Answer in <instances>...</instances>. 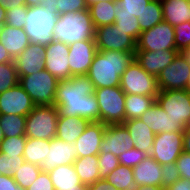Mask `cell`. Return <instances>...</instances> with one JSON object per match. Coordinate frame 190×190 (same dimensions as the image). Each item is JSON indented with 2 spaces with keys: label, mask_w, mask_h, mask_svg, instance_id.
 Wrapping results in <instances>:
<instances>
[{
  "label": "cell",
  "mask_w": 190,
  "mask_h": 190,
  "mask_svg": "<svg viewBox=\"0 0 190 190\" xmlns=\"http://www.w3.org/2000/svg\"><path fill=\"white\" fill-rule=\"evenodd\" d=\"M95 86L87 75H76L58 82L54 105L60 116L80 117L100 122Z\"/></svg>",
  "instance_id": "1"
},
{
  "label": "cell",
  "mask_w": 190,
  "mask_h": 190,
  "mask_svg": "<svg viewBox=\"0 0 190 190\" xmlns=\"http://www.w3.org/2000/svg\"><path fill=\"white\" fill-rule=\"evenodd\" d=\"M135 59V52L97 51L87 73L95 88L120 86L121 75Z\"/></svg>",
  "instance_id": "2"
},
{
  "label": "cell",
  "mask_w": 190,
  "mask_h": 190,
  "mask_svg": "<svg viewBox=\"0 0 190 190\" xmlns=\"http://www.w3.org/2000/svg\"><path fill=\"white\" fill-rule=\"evenodd\" d=\"M53 33L54 40L67 45L95 39V28L89 10L59 15L55 21Z\"/></svg>",
  "instance_id": "3"
},
{
  "label": "cell",
  "mask_w": 190,
  "mask_h": 190,
  "mask_svg": "<svg viewBox=\"0 0 190 190\" xmlns=\"http://www.w3.org/2000/svg\"><path fill=\"white\" fill-rule=\"evenodd\" d=\"M58 15L48 12L43 6L28 7L26 24L23 30L26 32L30 43L48 45L54 41L53 28Z\"/></svg>",
  "instance_id": "4"
},
{
  "label": "cell",
  "mask_w": 190,
  "mask_h": 190,
  "mask_svg": "<svg viewBox=\"0 0 190 190\" xmlns=\"http://www.w3.org/2000/svg\"><path fill=\"white\" fill-rule=\"evenodd\" d=\"M58 115L55 105H36L26 116V137L44 140L56 137Z\"/></svg>",
  "instance_id": "5"
},
{
  "label": "cell",
  "mask_w": 190,
  "mask_h": 190,
  "mask_svg": "<svg viewBox=\"0 0 190 190\" xmlns=\"http://www.w3.org/2000/svg\"><path fill=\"white\" fill-rule=\"evenodd\" d=\"M19 84L30 96L35 105H54L58 80L43 69L28 76H18Z\"/></svg>",
  "instance_id": "6"
},
{
  "label": "cell",
  "mask_w": 190,
  "mask_h": 190,
  "mask_svg": "<svg viewBox=\"0 0 190 190\" xmlns=\"http://www.w3.org/2000/svg\"><path fill=\"white\" fill-rule=\"evenodd\" d=\"M100 122L105 125L123 124L125 121V93L120 86L96 88Z\"/></svg>",
  "instance_id": "7"
},
{
  "label": "cell",
  "mask_w": 190,
  "mask_h": 190,
  "mask_svg": "<svg viewBox=\"0 0 190 190\" xmlns=\"http://www.w3.org/2000/svg\"><path fill=\"white\" fill-rule=\"evenodd\" d=\"M125 94L156 97L159 94L157 77L147 73L134 59L120 78Z\"/></svg>",
  "instance_id": "8"
},
{
  "label": "cell",
  "mask_w": 190,
  "mask_h": 190,
  "mask_svg": "<svg viewBox=\"0 0 190 190\" xmlns=\"http://www.w3.org/2000/svg\"><path fill=\"white\" fill-rule=\"evenodd\" d=\"M156 102L167 115L184 129L190 120V93L186 90L159 91Z\"/></svg>",
  "instance_id": "9"
},
{
  "label": "cell",
  "mask_w": 190,
  "mask_h": 190,
  "mask_svg": "<svg viewBox=\"0 0 190 190\" xmlns=\"http://www.w3.org/2000/svg\"><path fill=\"white\" fill-rule=\"evenodd\" d=\"M136 50L160 51L177 50L175 46L174 27L162 21L151 29L140 33L136 42Z\"/></svg>",
  "instance_id": "10"
},
{
  "label": "cell",
  "mask_w": 190,
  "mask_h": 190,
  "mask_svg": "<svg viewBox=\"0 0 190 190\" xmlns=\"http://www.w3.org/2000/svg\"><path fill=\"white\" fill-rule=\"evenodd\" d=\"M95 42L97 51H136V41L115 24L95 28Z\"/></svg>",
  "instance_id": "11"
},
{
  "label": "cell",
  "mask_w": 190,
  "mask_h": 190,
  "mask_svg": "<svg viewBox=\"0 0 190 190\" xmlns=\"http://www.w3.org/2000/svg\"><path fill=\"white\" fill-rule=\"evenodd\" d=\"M183 152V132H161L155 135L150 156L160 165L176 163Z\"/></svg>",
  "instance_id": "12"
},
{
  "label": "cell",
  "mask_w": 190,
  "mask_h": 190,
  "mask_svg": "<svg viewBox=\"0 0 190 190\" xmlns=\"http://www.w3.org/2000/svg\"><path fill=\"white\" fill-rule=\"evenodd\" d=\"M189 76L190 63L179 52L173 62L157 76L159 90H185Z\"/></svg>",
  "instance_id": "13"
},
{
  "label": "cell",
  "mask_w": 190,
  "mask_h": 190,
  "mask_svg": "<svg viewBox=\"0 0 190 190\" xmlns=\"http://www.w3.org/2000/svg\"><path fill=\"white\" fill-rule=\"evenodd\" d=\"M68 55L69 45L64 42L54 40L45 46L44 69L58 81L71 78Z\"/></svg>",
  "instance_id": "14"
},
{
  "label": "cell",
  "mask_w": 190,
  "mask_h": 190,
  "mask_svg": "<svg viewBox=\"0 0 190 190\" xmlns=\"http://www.w3.org/2000/svg\"><path fill=\"white\" fill-rule=\"evenodd\" d=\"M35 106L33 100L19 83L0 93V115L27 116Z\"/></svg>",
  "instance_id": "15"
},
{
  "label": "cell",
  "mask_w": 190,
  "mask_h": 190,
  "mask_svg": "<svg viewBox=\"0 0 190 190\" xmlns=\"http://www.w3.org/2000/svg\"><path fill=\"white\" fill-rule=\"evenodd\" d=\"M97 52L95 39L77 41L69 45V69L71 77L87 75Z\"/></svg>",
  "instance_id": "16"
},
{
  "label": "cell",
  "mask_w": 190,
  "mask_h": 190,
  "mask_svg": "<svg viewBox=\"0 0 190 190\" xmlns=\"http://www.w3.org/2000/svg\"><path fill=\"white\" fill-rule=\"evenodd\" d=\"M134 147L132 138L123 124L106 125L99 154L112 153L119 157L125 151Z\"/></svg>",
  "instance_id": "17"
},
{
  "label": "cell",
  "mask_w": 190,
  "mask_h": 190,
  "mask_svg": "<svg viewBox=\"0 0 190 190\" xmlns=\"http://www.w3.org/2000/svg\"><path fill=\"white\" fill-rule=\"evenodd\" d=\"M77 146L74 143H67L57 137L50 140V148L47 156L41 163L42 171H51L57 166L73 164L77 159Z\"/></svg>",
  "instance_id": "18"
},
{
  "label": "cell",
  "mask_w": 190,
  "mask_h": 190,
  "mask_svg": "<svg viewBox=\"0 0 190 190\" xmlns=\"http://www.w3.org/2000/svg\"><path fill=\"white\" fill-rule=\"evenodd\" d=\"M45 45L30 43L27 48L14 59L18 76H28L44 69Z\"/></svg>",
  "instance_id": "19"
},
{
  "label": "cell",
  "mask_w": 190,
  "mask_h": 190,
  "mask_svg": "<svg viewBox=\"0 0 190 190\" xmlns=\"http://www.w3.org/2000/svg\"><path fill=\"white\" fill-rule=\"evenodd\" d=\"M178 53V50H160L155 52L136 50L135 60L147 73L157 77L163 69L173 62Z\"/></svg>",
  "instance_id": "20"
},
{
  "label": "cell",
  "mask_w": 190,
  "mask_h": 190,
  "mask_svg": "<svg viewBox=\"0 0 190 190\" xmlns=\"http://www.w3.org/2000/svg\"><path fill=\"white\" fill-rule=\"evenodd\" d=\"M106 125L102 122H90L85 131L80 135L75 144L77 158L98 155Z\"/></svg>",
  "instance_id": "21"
},
{
  "label": "cell",
  "mask_w": 190,
  "mask_h": 190,
  "mask_svg": "<svg viewBox=\"0 0 190 190\" xmlns=\"http://www.w3.org/2000/svg\"><path fill=\"white\" fill-rule=\"evenodd\" d=\"M156 135L161 132H183L184 128L166 114L157 102L139 118Z\"/></svg>",
  "instance_id": "22"
},
{
  "label": "cell",
  "mask_w": 190,
  "mask_h": 190,
  "mask_svg": "<svg viewBox=\"0 0 190 190\" xmlns=\"http://www.w3.org/2000/svg\"><path fill=\"white\" fill-rule=\"evenodd\" d=\"M135 186L161 187L162 165L148 155L132 168Z\"/></svg>",
  "instance_id": "23"
},
{
  "label": "cell",
  "mask_w": 190,
  "mask_h": 190,
  "mask_svg": "<svg viewBox=\"0 0 190 190\" xmlns=\"http://www.w3.org/2000/svg\"><path fill=\"white\" fill-rule=\"evenodd\" d=\"M123 125L127 128L134 147L149 155L155 138L152 130L140 119L126 120Z\"/></svg>",
  "instance_id": "24"
},
{
  "label": "cell",
  "mask_w": 190,
  "mask_h": 190,
  "mask_svg": "<svg viewBox=\"0 0 190 190\" xmlns=\"http://www.w3.org/2000/svg\"><path fill=\"white\" fill-rule=\"evenodd\" d=\"M0 43L5 47L9 55L15 59L27 48L30 41L23 29L4 24L0 32Z\"/></svg>",
  "instance_id": "25"
},
{
  "label": "cell",
  "mask_w": 190,
  "mask_h": 190,
  "mask_svg": "<svg viewBox=\"0 0 190 190\" xmlns=\"http://www.w3.org/2000/svg\"><path fill=\"white\" fill-rule=\"evenodd\" d=\"M89 123L85 118L58 115L56 137L67 143H74Z\"/></svg>",
  "instance_id": "26"
},
{
  "label": "cell",
  "mask_w": 190,
  "mask_h": 190,
  "mask_svg": "<svg viewBox=\"0 0 190 190\" xmlns=\"http://www.w3.org/2000/svg\"><path fill=\"white\" fill-rule=\"evenodd\" d=\"M163 21L173 27L190 22V0H162Z\"/></svg>",
  "instance_id": "27"
},
{
  "label": "cell",
  "mask_w": 190,
  "mask_h": 190,
  "mask_svg": "<svg viewBox=\"0 0 190 190\" xmlns=\"http://www.w3.org/2000/svg\"><path fill=\"white\" fill-rule=\"evenodd\" d=\"M48 173L54 190L79 188V185L82 184L73 164L57 166Z\"/></svg>",
  "instance_id": "28"
},
{
  "label": "cell",
  "mask_w": 190,
  "mask_h": 190,
  "mask_svg": "<svg viewBox=\"0 0 190 190\" xmlns=\"http://www.w3.org/2000/svg\"><path fill=\"white\" fill-rule=\"evenodd\" d=\"M73 165L83 184L89 186L100 180L98 155L79 157L74 161Z\"/></svg>",
  "instance_id": "29"
},
{
  "label": "cell",
  "mask_w": 190,
  "mask_h": 190,
  "mask_svg": "<svg viewBox=\"0 0 190 190\" xmlns=\"http://www.w3.org/2000/svg\"><path fill=\"white\" fill-rule=\"evenodd\" d=\"M156 97L145 95H125V121L130 119H139L147 109L153 106Z\"/></svg>",
  "instance_id": "30"
},
{
  "label": "cell",
  "mask_w": 190,
  "mask_h": 190,
  "mask_svg": "<svg viewBox=\"0 0 190 190\" xmlns=\"http://www.w3.org/2000/svg\"><path fill=\"white\" fill-rule=\"evenodd\" d=\"M50 148V140L35 139L27 137L23 153L25 162L40 166L47 156Z\"/></svg>",
  "instance_id": "31"
},
{
  "label": "cell",
  "mask_w": 190,
  "mask_h": 190,
  "mask_svg": "<svg viewBox=\"0 0 190 190\" xmlns=\"http://www.w3.org/2000/svg\"><path fill=\"white\" fill-rule=\"evenodd\" d=\"M94 28L115 23L114 2L103 1L88 6Z\"/></svg>",
  "instance_id": "32"
},
{
  "label": "cell",
  "mask_w": 190,
  "mask_h": 190,
  "mask_svg": "<svg viewBox=\"0 0 190 190\" xmlns=\"http://www.w3.org/2000/svg\"><path fill=\"white\" fill-rule=\"evenodd\" d=\"M105 180L116 190H134L136 188L132 168L121 164Z\"/></svg>",
  "instance_id": "33"
},
{
  "label": "cell",
  "mask_w": 190,
  "mask_h": 190,
  "mask_svg": "<svg viewBox=\"0 0 190 190\" xmlns=\"http://www.w3.org/2000/svg\"><path fill=\"white\" fill-rule=\"evenodd\" d=\"M48 12H55L57 15L74 13L88 9L85 0H43L42 4Z\"/></svg>",
  "instance_id": "34"
},
{
  "label": "cell",
  "mask_w": 190,
  "mask_h": 190,
  "mask_svg": "<svg viewBox=\"0 0 190 190\" xmlns=\"http://www.w3.org/2000/svg\"><path fill=\"white\" fill-rule=\"evenodd\" d=\"M162 21L163 11L160 0H151V2L146 6L141 15L138 17L141 31L151 29Z\"/></svg>",
  "instance_id": "35"
},
{
  "label": "cell",
  "mask_w": 190,
  "mask_h": 190,
  "mask_svg": "<svg viewBox=\"0 0 190 190\" xmlns=\"http://www.w3.org/2000/svg\"><path fill=\"white\" fill-rule=\"evenodd\" d=\"M0 126L4 137H16L25 135L26 116L22 115H0Z\"/></svg>",
  "instance_id": "36"
},
{
  "label": "cell",
  "mask_w": 190,
  "mask_h": 190,
  "mask_svg": "<svg viewBox=\"0 0 190 190\" xmlns=\"http://www.w3.org/2000/svg\"><path fill=\"white\" fill-rule=\"evenodd\" d=\"M41 171L40 166L25 162L20 166L18 171L14 173L13 179L22 189L27 190L37 179Z\"/></svg>",
  "instance_id": "37"
},
{
  "label": "cell",
  "mask_w": 190,
  "mask_h": 190,
  "mask_svg": "<svg viewBox=\"0 0 190 190\" xmlns=\"http://www.w3.org/2000/svg\"><path fill=\"white\" fill-rule=\"evenodd\" d=\"M114 24L117 29L125 31L126 34L130 35L137 42L142 32L137 17L127 13H116Z\"/></svg>",
  "instance_id": "38"
},
{
  "label": "cell",
  "mask_w": 190,
  "mask_h": 190,
  "mask_svg": "<svg viewBox=\"0 0 190 190\" xmlns=\"http://www.w3.org/2000/svg\"><path fill=\"white\" fill-rule=\"evenodd\" d=\"M151 0H116L114 2V11L116 13L132 14L139 17Z\"/></svg>",
  "instance_id": "39"
},
{
  "label": "cell",
  "mask_w": 190,
  "mask_h": 190,
  "mask_svg": "<svg viewBox=\"0 0 190 190\" xmlns=\"http://www.w3.org/2000/svg\"><path fill=\"white\" fill-rule=\"evenodd\" d=\"M19 83L14 62L0 64V93L14 87Z\"/></svg>",
  "instance_id": "40"
},
{
  "label": "cell",
  "mask_w": 190,
  "mask_h": 190,
  "mask_svg": "<svg viewBox=\"0 0 190 190\" xmlns=\"http://www.w3.org/2000/svg\"><path fill=\"white\" fill-rule=\"evenodd\" d=\"M26 140V135L4 137L0 143V153H3V155L23 156Z\"/></svg>",
  "instance_id": "41"
},
{
  "label": "cell",
  "mask_w": 190,
  "mask_h": 190,
  "mask_svg": "<svg viewBox=\"0 0 190 190\" xmlns=\"http://www.w3.org/2000/svg\"><path fill=\"white\" fill-rule=\"evenodd\" d=\"M24 163L23 156L3 155V153H0V174L13 176Z\"/></svg>",
  "instance_id": "42"
},
{
  "label": "cell",
  "mask_w": 190,
  "mask_h": 190,
  "mask_svg": "<svg viewBox=\"0 0 190 190\" xmlns=\"http://www.w3.org/2000/svg\"><path fill=\"white\" fill-rule=\"evenodd\" d=\"M28 7L26 5L15 7L6 11L5 24L15 28H21L25 26L27 18Z\"/></svg>",
  "instance_id": "43"
},
{
  "label": "cell",
  "mask_w": 190,
  "mask_h": 190,
  "mask_svg": "<svg viewBox=\"0 0 190 190\" xmlns=\"http://www.w3.org/2000/svg\"><path fill=\"white\" fill-rule=\"evenodd\" d=\"M175 46L179 52L190 49V22L174 26Z\"/></svg>",
  "instance_id": "44"
},
{
  "label": "cell",
  "mask_w": 190,
  "mask_h": 190,
  "mask_svg": "<svg viewBox=\"0 0 190 190\" xmlns=\"http://www.w3.org/2000/svg\"><path fill=\"white\" fill-rule=\"evenodd\" d=\"M100 179H104L120 165L119 159L112 153L98 154Z\"/></svg>",
  "instance_id": "45"
},
{
  "label": "cell",
  "mask_w": 190,
  "mask_h": 190,
  "mask_svg": "<svg viewBox=\"0 0 190 190\" xmlns=\"http://www.w3.org/2000/svg\"><path fill=\"white\" fill-rule=\"evenodd\" d=\"M147 156V154L133 147L132 149L120 154L118 159L121 165L133 168L134 166H137Z\"/></svg>",
  "instance_id": "46"
},
{
  "label": "cell",
  "mask_w": 190,
  "mask_h": 190,
  "mask_svg": "<svg viewBox=\"0 0 190 190\" xmlns=\"http://www.w3.org/2000/svg\"><path fill=\"white\" fill-rule=\"evenodd\" d=\"M180 178L176 163L162 165L161 188L166 189Z\"/></svg>",
  "instance_id": "47"
},
{
  "label": "cell",
  "mask_w": 190,
  "mask_h": 190,
  "mask_svg": "<svg viewBox=\"0 0 190 190\" xmlns=\"http://www.w3.org/2000/svg\"><path fill=\"white\" fill-rule=\"evenodd\" d=\"M27 190H54L50 175L46 171H41L37 179Z\"/></svg>",
  "instance_id": "48"
},
{
  "label": "cell",
  "mask_w": 190,
  "mask_h": 190,
  "mask_svg": "<svg viewBox=\"0 0 190 190\" xmlns=\"http://www.w3.org/2000/svg\"><path fill=\"white\" fill-rule=\"evenodd\" d=\"M176 166L181 178L190 180V154L183 151L176 160Z\"/></svg>",
  "instance_id": "49"
},
{
  "label": "cell",
  "mask_w": 190,
  "mask_h": 190,
  "mask_svg": "<svg viewBox=\"0 0 190 190\" xmlns=\"http://www.w3.org/2000/svg\"><path fill=\"white\" fill-rule=\"evenodd\" d=\"M0 190H24L22 189L10 175L0 174Z\"/></svg>",
  "instance_id": "50"
},
{
  "label": "cell",
  "mask_w": 190,
  "mask_h": 190,
  "mask_svg": "<svg viewBox=\"0 0 190 190\" xmlns=\"http://www.w3.org/2000/svg\"><path fill=\"white\" fill-rule=\"evenodd\" d=\"M164 190H190V180L180 178Z\"/></svg>",
  "instance_id": "51"
},
{
  "label": "cell",
  "mask_w": 190,
  "mask_h": 190,
  "mask_svg": "<svg viewBox=\"0 0 190 190\" xmlns=\"http://www.w3.org/2000/svg\"><path fill=\"white\" fill-rule=\"evenodd\" d=\"M88 190H116L106 180L100 179L88 186Z\"/></svg>",
  "instance_id": "52"
},
{
  "label": "cell",
  "mask_w": 190,
  "mask_h": 190,
  "mask_svg": "<svg viewBox=\"0 0 190 190\" xmlns=\"http://www.w3.org/2000/svg\"><path fill=\"white\" fill-rule=\"evenodd\" d=\"M0 5L6 11L10 9H15V7L24 6L25 0H0Z\"/></svg>",
  "instance_id": "53"
},
{
  "label": "cell",
  "mask_w": 190,
  "mask_h": 190,
  "mask_svg": "<svg viewBox=\"0 0 190 190\" xmlns=\"http://www.w3.org/2000/svg\"><path fill=\"white\" fill-rule=\"evenodd\" d=\"M14 62L5 47L0 43V64Z\"/></svg>",
  "instance_id": "54"
},
{
  "label": "cell",
  "mask_w": 190,
  "mask_h": 190,
  "mask_svg": "<svg viewBox=\"0 0 190 190\" xmlns=\"http://www.w3.org/2000/svg\"><path fill=\"white\" fill-rule=\"evenodd\" d=\"M183 151L190 154V129L183 131Z\"/></svg>",
  "instance_id": "55"
},
{
  "label": "cell",
  "mask_w": 190,
  "mask_h": 190,
  "mask_svg": "<svg viewBox=\"0 0 190 190\" xmlns=\"http://www.w3.org/2000/svg\"><path fill=\"white\" fill-rule=\"evenodd\" d=\"M43 0H25V5L27 7L40 6Z\"/></svg>",
  "instance_id": "56"
},
{
  "label": "cell",
  "mask_w": 190,
  "mask_h": 190,
  "mask_svg": "<svg viewBox=\"0 0 190 190\" xmlns=\"http://www.w3.org/2000/svg\"><path fill=\"white\" fill-rule=\"evenodd\" d=\"M134 190H164L161 187L157 186H137Z\"/></svg>",
  "instance_id": "57"
},
{
  "label": "cell",
  "mask_w": 190,
  "mask_h": 190,
  "mask_svg": "<svg viewBox=\"0 0 190 190\" xmlns=\"http://www.w3.org/2000/svg\"><path fill=\"white\" fill-rule=\"evenodd\" d=\"M6 10L0 5V22L5 24Z\"/></svg>",
  "instance_id": "58"
},
{
  "label": "cell",
  "mask_w": 190,
  "mask_h": 190,
  "mask_svg": "<svg viewBox=\"0 0 190 190\" xmlns=\"http://www.w3.org/2000/svg\"><path fill=\"white\" fill-rule=\"evenodd\" d=\"M87 6H91L93 4H96L98 2H103V1H110V2H115L116 0H85Z\"/></svg>",
  "instance_id": "59"
},
{
  "label": "cell",
  "mask_w": 190,
  "mask_h": 190,
  "mask_svg": "<svg viewBox=\"0 0 190 190\" xmlns=\"http://www.w3.org/2000/svg\"><path fill=\"white\" fill-rule=\"evenodd\" d=\"M61 190H88V185L80 184L79 188H69V189H61Z\"/></svg>",
  "instance_id": "60"
},
{
  "label": "cell",
  "mask_w": 190,
  "mask_h": 190,
  "mask_svg": "<svg viewBox=\"0 0 190 190\" xmlns=\"http://www.w3.org/2000/svg\"><path fill=\"white\" fill-rule=\"evenodd\" d=\"M183 56L190 63V49H184L182 52Z\"/></svg>",
  "instance_id": "61"
},
{
  "label": "cell",
  "mask_w": 190,
  "mask_h": 190,
  "mask_svg": "<svg viewBox=\"0 0 190 190\" xmlns=\"http://www.w3.org/2000/svg\"><path fill=\"white\" fill-rule=\"evenodd\" d=\"M185 90L190 93V76H189V79H188L187 86H186Z\"/></svg>",
  "instance_id": "62"
},
{
  "label": "cell",
  "mask_w": 190,
  "mask_h": 190,
  "mask_svg": "<svg viewBox=\"0 0 190 190\" xmlns=\"http://www.w3.org/2000/svg\"><path fill=\"white\" fill-rule=\"evenodd\" d=\"M3 139H4V134L0 126V143L2 142Z\"/></svg>",
  "instance_id": "63"
},
{
  "label": "cell",
  "mask_w": 190,
  "mask_h": 190,
  "mask_svg": "<svg viewBox=\"0 0 190 190\" xmlns=\"http://www.w3.org/2000/svg\"><path fill=\"white\" fill-rule=\"evenodd\" d=\"M3 26H4V23L0 22V32L2 31Z\"/></svg>",
  "instance_id": "64"
},
{
  "label": "cell",
  "mask_w": 190,
  "mask_h": 190,
  "mask_svg": "<svg viewBox=\"0 0 190 190\" xmlns=\"http://www.w3.org/2000/svg\"><path fill=\"white\" fill-rule=\"evenodd\" d=\"M185 129H190V120H189V122H188V124H187V126H186Z\"/></svg>",
  "instance_id": "65"
}]
</instances>
